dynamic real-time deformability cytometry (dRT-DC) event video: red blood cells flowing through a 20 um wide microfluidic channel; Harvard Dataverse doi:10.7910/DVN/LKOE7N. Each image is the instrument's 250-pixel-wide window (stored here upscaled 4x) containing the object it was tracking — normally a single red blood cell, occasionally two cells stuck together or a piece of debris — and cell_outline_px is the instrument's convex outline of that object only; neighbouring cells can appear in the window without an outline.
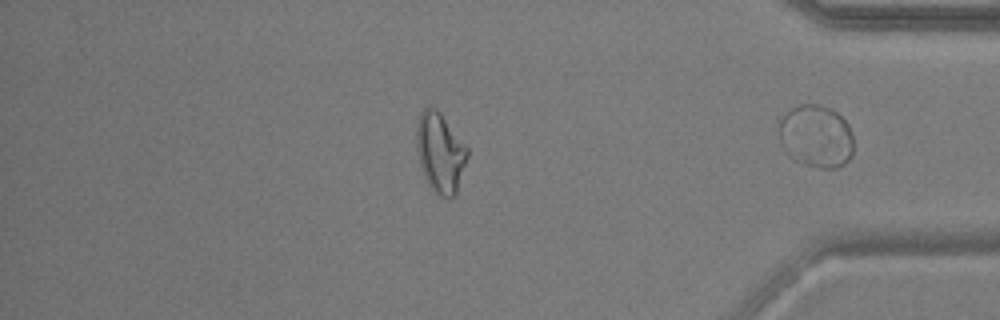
{"species": "common noctule bat (a hibernating species)", "species_latin": "Nyctalus noctula", "temperature_condition": "warm", "stored_images_in_passage": 35, "segment_of_instrument_passage": [2, 2], "camera_frame_rate_fps": 3000, "um_per_image_px": 0.085, "animal": {"sex": "male", "body_mass_g": 17.9, "forearm_length_mm": 54.2}, "frame": {"image": 1, "passage_image": 35, "time_ms": 11.333, "image_size_px": [1000, 320], "cell_outline_px": [[852, 156], [844, 164], [836, 168], [820, 168], [804, 164], [788, 156], [780, 144], [780, 120], [796, 104], [820, 104], [836, 112], [848, 124], [852, 132]], "centroid_in_image_um": [69.37, 11.59], "position_along_channel_um": 365.8, "area_um2": 27.22}}